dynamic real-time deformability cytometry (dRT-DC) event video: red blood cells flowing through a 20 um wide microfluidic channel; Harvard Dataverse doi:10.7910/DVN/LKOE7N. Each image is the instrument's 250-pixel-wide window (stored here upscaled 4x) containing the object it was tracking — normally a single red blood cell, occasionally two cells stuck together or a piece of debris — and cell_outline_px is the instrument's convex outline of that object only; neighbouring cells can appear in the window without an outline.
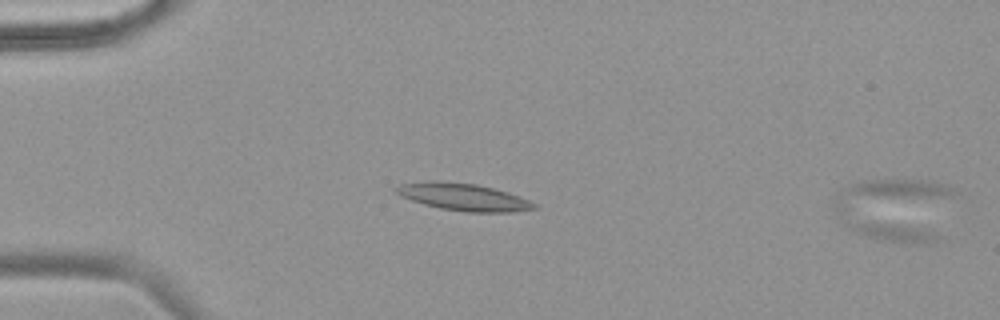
{"species": "common noctule bat (a hibernating species)", "species_latin": "Nyctalus noctula", "temperature_condition": "warm", "stored_images_in_passage": 3, "camera_frame_rate_fps": 3000, "um_per_image_px": 0.085, "animal": {"sex": "female", "body_mass_g": 18.4}, "frame": {"image": 1, "passage_image": 2, "time_ms": 0.333, "image_size_px": [1000, 320], "cell_outline_px": [[540, 208], [512, 212], [468, 212], [440, 208], [424, 204], [400, 196], [392, 188], [400, 184], [476, 184], [492, 188], [528, 200], [536, 204]], "centroid_in_image_um": [39.47, 16.81], "position_along_channel_um": 45.5, "area_um2": 20.58}}